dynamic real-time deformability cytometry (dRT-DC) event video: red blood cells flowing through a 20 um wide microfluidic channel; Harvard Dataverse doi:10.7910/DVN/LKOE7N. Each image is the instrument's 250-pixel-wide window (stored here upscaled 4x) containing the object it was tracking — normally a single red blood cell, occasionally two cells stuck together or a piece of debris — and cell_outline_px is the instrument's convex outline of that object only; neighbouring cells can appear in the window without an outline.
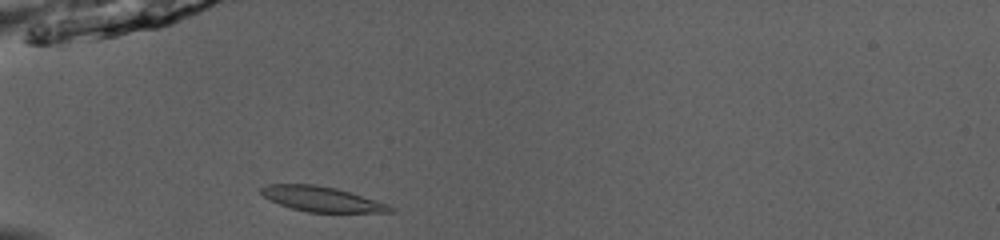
{"species": "common noctule bat (a hibernating species)", "species_latin": "Nyctalus noctula", "temperature_condition": "room temperature", "stored_images_in_passage": 35, "camera_frame_rate_fps": 3000, "um_per_image_px": 0.085, "animal": {"sex": "male", "body_mass_g": 13.0, "forearm_length_mm": 53.1}, "frame": {"image": 1, "passage_image": 1, "time_ms": 0.0, "image_size_px": [1000, 240], "cell_outline_px": [[396, 208], [392, 212], [308, 212], [292, 208], [280, 204], [264, 196], [260, 192], [260, 188], [268, 184], [312, 184], [336, 188], [376, 200], [388, 204]], "centroid_in_image_um": [27.37, 16.92], "position_along_channel_um": 57.6, "area_um2": 18.61}}
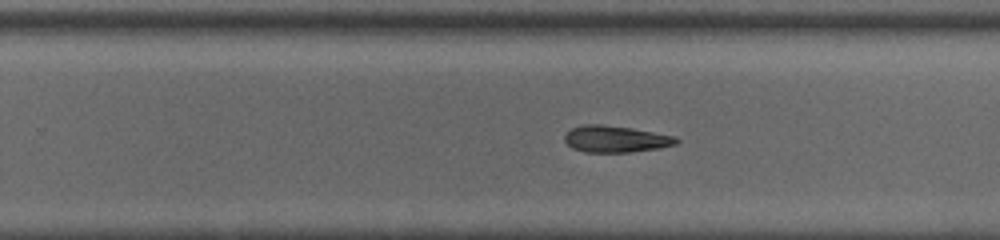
{"frame": {"image": 2, "passage_image": 18, "time_ms": 5.667, "image_size_px": [1000, 240], "cell_outline_px": [[680, 140], [676, 144], [660, 148], [632, 152], [584, 152], [572, 148], [564, 140], [564, 136], [572, 128], [584, 124], [600, 124], [632, 128], [676, 136]], "centroid_in_image_um": [52.35, 11.82], "position_along_channel_um": 277.5, "area_um2": 17.4}}
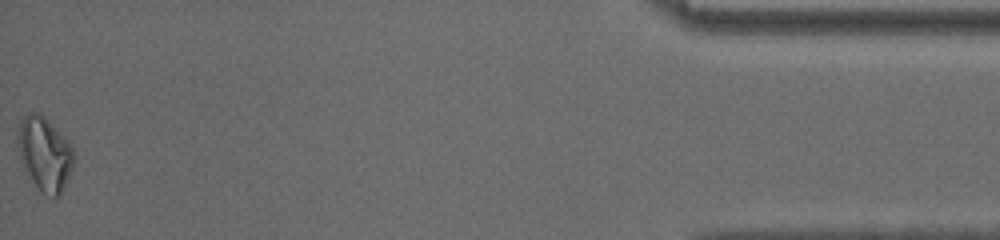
{"frame": {"image": 3, "passage_image": 35, "time_ms": 11.333, "image_size_px": [1000, 240], "cell_outline_px": [[76, 160], [60, 196], [56, 200], [44, 192], [32, 180], [20, 160], [16, 144], [16, 136], [20, 120], [28, 112], [40, 112], [68, 140], [76, 156]], "centroid_in_image_um": [3.8, 13.04], "position_along_channel_um": 431.4, "area_um2": 24.39}}